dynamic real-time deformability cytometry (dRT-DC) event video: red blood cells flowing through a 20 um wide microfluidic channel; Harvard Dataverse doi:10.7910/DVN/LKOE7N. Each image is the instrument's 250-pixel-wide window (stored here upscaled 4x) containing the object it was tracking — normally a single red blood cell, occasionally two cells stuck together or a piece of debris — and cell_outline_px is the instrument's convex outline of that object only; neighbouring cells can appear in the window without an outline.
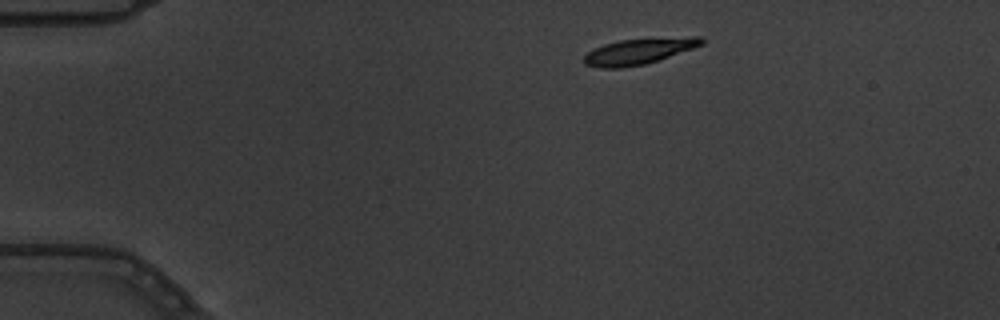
{"species": "common noctule bat (a hibernating species)", "species_latin": "Nyctalus noctula", "temperature_condition": "warm", "stored_images_in_passage": 3, "camera_frame_rate_fps": 3000, "um_per_image_px": 0.085, "animal": {"sex": "male", "body_mass_g": 19.5, "forearm_length_mm": 54.6}, "frame": {"image": 1, "passage_image": 1, "time_ms": 0.0, "image_size_px": [1000, 320], "cell_outline_px": [[704, 44], [644, 64], [620, 68], [600, 68], [584, 64], [584, 56], [588, 52], [604, 44], [620, 40], [692, 36], [700, 36], [704, 40]], "centroid_in_image_um": [54.29, 4.35], "position_along_channel_um": 30.7, "area_um2": 17.4}}
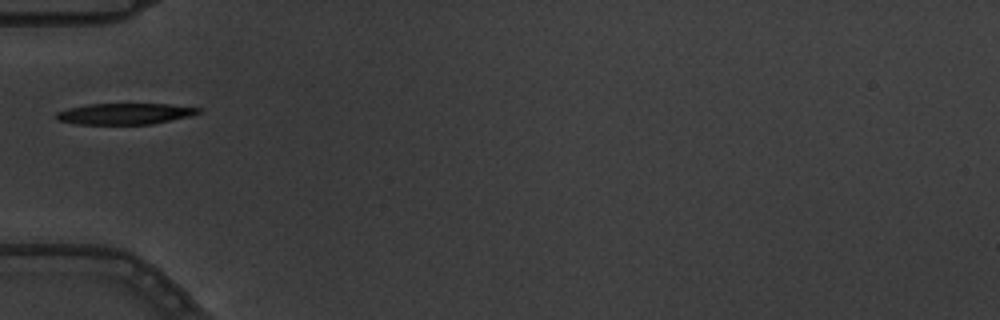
{"frame": {"image": 2, "passage_image": 3, "time_ms": 0.667, "image_size_px": [1000, 320], "cell_outline_px": [[204, 112], [192, 116], [152, 124], [80, 124], [60, 120], [56, 116], [56, 112], [68, 108], [88, 104], [168, 104], [204, 108]], "centroid_in_image_um": [10.73, 9.66], "position_along_channel_um": 74.3, "area_um2": 17.57}}